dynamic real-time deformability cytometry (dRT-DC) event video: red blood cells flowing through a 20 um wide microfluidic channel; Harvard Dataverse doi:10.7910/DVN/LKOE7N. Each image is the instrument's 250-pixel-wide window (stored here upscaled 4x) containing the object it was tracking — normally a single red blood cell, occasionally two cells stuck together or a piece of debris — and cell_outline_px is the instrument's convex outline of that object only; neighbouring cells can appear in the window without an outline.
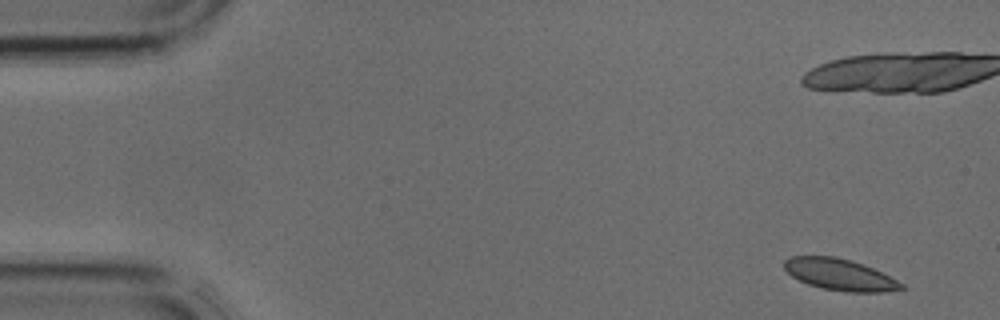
{"species": "common noctule bat (a hibernating species)", "species_latin": "Nyctalus noctula", "temperature_condition": "cold", "stored_images_in_passage": 18, "camera_frame_rate_fps": 3000, "um_per_image_px": 0.085, "animal": {"sex": "male", "body_mass_g": 17.9, "forearm_length_mm": 54.2}, "frame": {"image": 1, "passage_image": 1, "time_ms": 0.0, "image_size_px": [1000, 320], "cell_outline_px": [[908, 288], [884, 292], [844, 292], [824, 288], [808, 284], [792, 276], [784, 268], [784, 260], [792, 256], [836, 256], [852, 260], [864, 264], [904, 284]], "centroid_in_image_um": [71.4, 23.34], "position_along_channel_um": 13.6, "area_um2": 21.44}}